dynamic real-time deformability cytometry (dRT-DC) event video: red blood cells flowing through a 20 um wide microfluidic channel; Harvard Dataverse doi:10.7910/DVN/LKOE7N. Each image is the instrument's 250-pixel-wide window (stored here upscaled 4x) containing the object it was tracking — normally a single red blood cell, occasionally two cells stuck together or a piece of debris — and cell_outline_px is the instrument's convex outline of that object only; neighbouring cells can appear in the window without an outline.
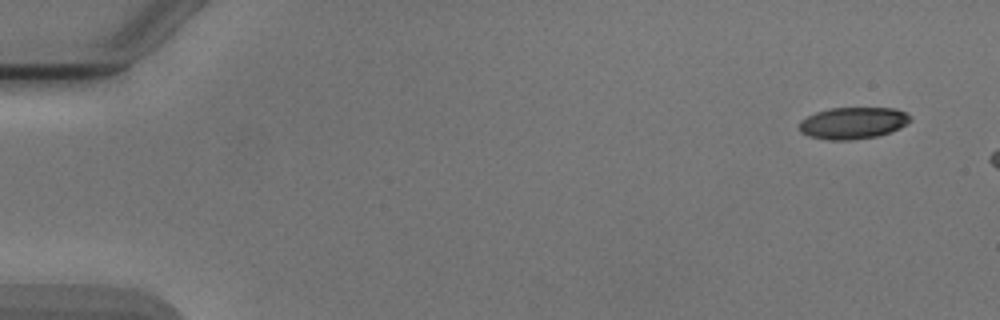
{"species": "Egyptian fruit bat (a non-hibernating species)", "species_latin": "Rousettus aegyptiacus", "temperature_condition": "cold", "stored_images_in_passage": 3, "camera_frame_rate_fps": 3000, "um_per_image_px": 0.085, "animal": {"sex": "male"}, "frame": {"image": 1, "passage_image": 1, "time_ms": 0.0, "image_size_px": [1000, 320], "cell_outline_px": [[912, 120], [900, 128], [876, 136], [852, 140], [828, 140], [808, 136], [800, 132], [796, 124], [800, 120], [816, 112], [828, 108], [896, 108], [912, 116]], "centroid_in_image_um": [72.46, 10.45], "position_along_channel_um": 12.5, "area_um2": 20.75}}